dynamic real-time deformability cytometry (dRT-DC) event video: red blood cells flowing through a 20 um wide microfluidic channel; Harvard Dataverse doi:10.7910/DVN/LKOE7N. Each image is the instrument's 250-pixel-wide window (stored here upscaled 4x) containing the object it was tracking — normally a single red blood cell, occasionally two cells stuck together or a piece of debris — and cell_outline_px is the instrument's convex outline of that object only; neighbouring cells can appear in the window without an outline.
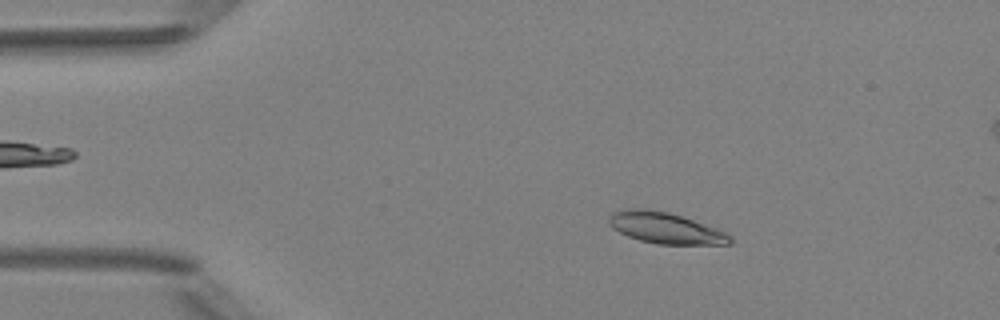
{"species": "Egyptian fruit bat (a non-hibernating species)", "species_latin": "Rousettus aegyptiacus", "temperature_condition": "room temperature", "stored_images_in_passage": 5, "camera_frame_rate_fps": 3000, "um_per_image_px": 0.085, "animal": {"sex": "female"}, "frame": {"image": 1, "passage_image": 1, "time_ms": 0.0, "image_size_px": [1000, 320], "cell_outline_px": [[732, 244], [656, 244], [640, 240], [628, 236], [612, 228], [608, 224], [608, 216], [612, 212], [624, 208], [644, 208], [668, 212], [716, 228], [732, 236]], "centroid_in_image_um": [56.51, 19.37], "position_along_channel_um": 28.5, "area_um2": 21.96}}
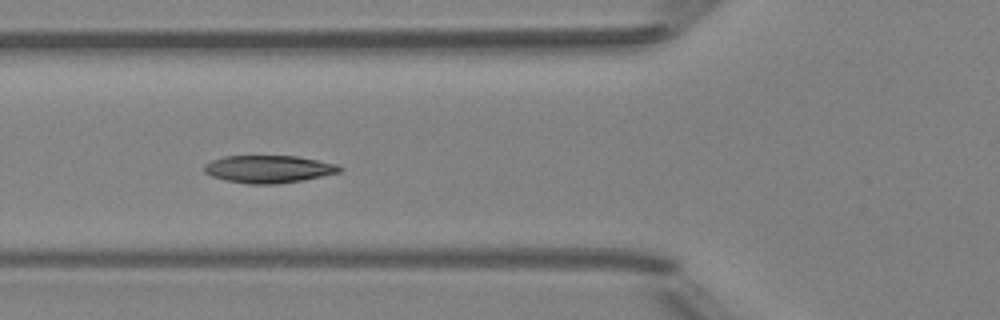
{"frame": {"image": 2, "passage_image": 4, "time_ms": 3.333, "image_size_px": [1000, 320], "cell_outline_px": [[340, 172], [300, 180], [276, 184], [248, 184], [224, 180], [212, 176], [204, 172], [204, 164], [212, 160], [224, 156], [296, 156], [336, 164], [340, 168]], "centroid_in_image_um": [22.76, 14.37], "position_along_channel_um": 103.0, "area_um2": 21.44}}
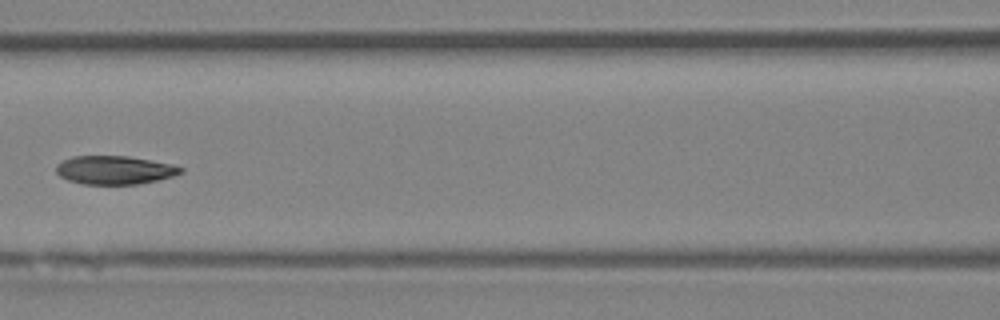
{"frame": {"image": 3, "passage_image": 5, "time_ms": 4.667, "image_size_px": [1000, 320], "cell_outline_px": [[184, 172], [172, 176], [140, 184], [84, 184], [68, 180], [60, 176], [56, 172], [56, 164], [72, 156], [128, 156], [168, 164], [184, 168]], "centroid_in_image_um": [9.71, 14.45], "position_along_channel_um": 156.9, "area_um2": 20.46}}